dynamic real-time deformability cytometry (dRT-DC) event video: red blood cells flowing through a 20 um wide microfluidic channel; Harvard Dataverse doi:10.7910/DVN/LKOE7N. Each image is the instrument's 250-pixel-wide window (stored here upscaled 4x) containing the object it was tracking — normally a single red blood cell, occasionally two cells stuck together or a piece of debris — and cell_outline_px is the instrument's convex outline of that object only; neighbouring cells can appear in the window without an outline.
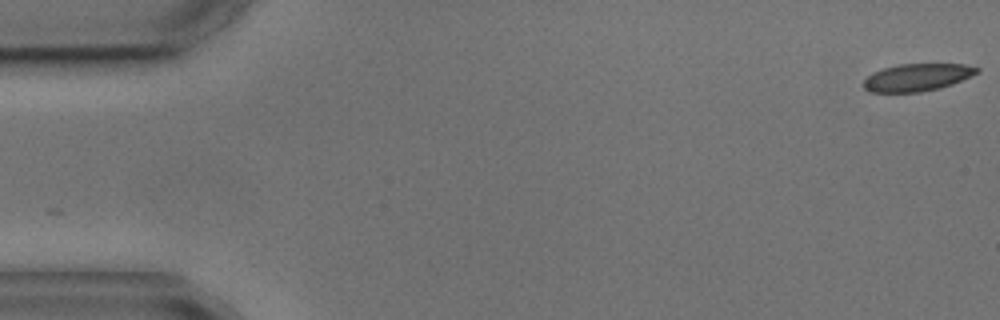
{"species": "common noctule bat (a hibernating species)", "species_latin": "Nyctalus noctula", "temperature_condition": "cold", "stored_images_in_passage": 4, "camera_frame_rate_fps": 3000, "um_per_image_px": 0.085, "animal": {"sex": "male", "body_mass_g": 17.9, "forearm_length_mm": 54.2}, "frame": {"image": 1, "passage_image": 1, "time_ms": 0.0, "image_size_px": [1000, 320], "cell_outline_px": [[980, 72], [952, 84], [940, 88], [920, 92], [868, 92], [864, 88], [864, 80], [872, 72], [884, 68], [900, 64], [964, 64], [980, 68]], "centroid_in_image_um": [77.96, 6.57], "position_along_channel_um": 7.0, "area_um2": 18.09}}